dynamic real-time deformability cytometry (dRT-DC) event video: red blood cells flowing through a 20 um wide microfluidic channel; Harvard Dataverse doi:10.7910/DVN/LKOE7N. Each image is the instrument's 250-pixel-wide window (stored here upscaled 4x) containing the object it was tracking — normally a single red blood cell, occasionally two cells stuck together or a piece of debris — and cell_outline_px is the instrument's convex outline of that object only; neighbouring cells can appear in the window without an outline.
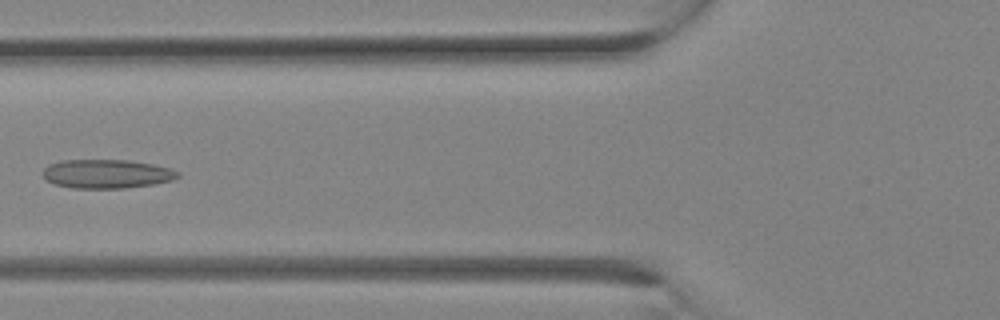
{"species": "Egyptian fruit bat (a non-hibernating species)", "species_latin": "Rousettus aegyptiacus", "temperature_condition": "room temperature", "stored_images_in_passage": 11, "camera_frame_rate_fps": 3000, "um_per_image_px": 0.085, "animal": {"sex": "female"}, "frame": {"image": 1, "passage_image": 10, "time_ms": 3.0, "image_size_px": [1000, 320], "cell_outline_px": [[180, 176], [172, 180], [152, 184], [124, 188], [72, 188], [56, 184], [44, 180], [40, 172], [48, 164], [64, 160], [128, 160], [152, 164], [172, 168], [180, 172]], "centroid_in_image_um": [9.04, 14.77], "position_along_channel_um": 116.8, "area_um2": 22.89}}